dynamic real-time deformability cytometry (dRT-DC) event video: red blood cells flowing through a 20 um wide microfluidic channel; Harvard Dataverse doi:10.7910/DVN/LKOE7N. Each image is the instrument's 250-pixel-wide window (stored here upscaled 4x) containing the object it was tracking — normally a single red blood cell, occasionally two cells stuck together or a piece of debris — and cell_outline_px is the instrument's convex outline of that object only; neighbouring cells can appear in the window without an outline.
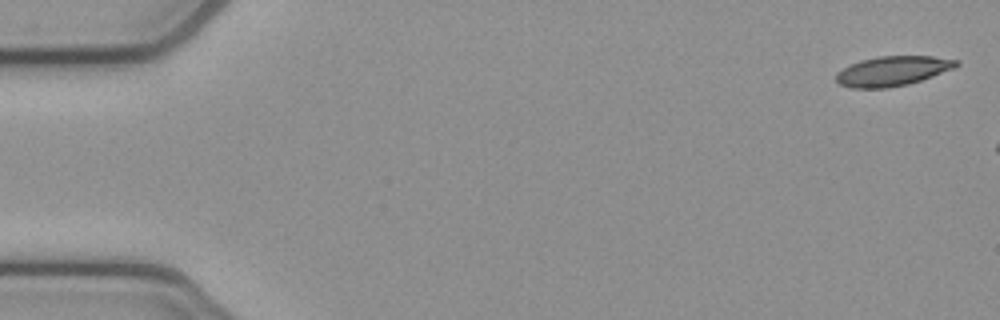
{"species": "common noctule bat (a hibernating species)", "species_latin": "Nyctalus noctula", "temperature_condition": "cold", "stored_images_in_passage": 2, "camera_frame_rate_fps": 3000, "um_per_image_px": 0.085, "animal": {"sex": "female", "body_mass_g": 21.9}, "frame": {"image": 1, "passage_image": 1, "time_ms": 0.0, "image_size_px": [1000, 320], "cell_outline_px": [[960, 64], [956, 68], [908, 84], [888, 88], [852, 88], [840, 84], [836, 80], [836, 72], [860, 60], [880, 56], [932, 56], [960, 60]], "centroid_in_image_um": [75.9, 6.03], "position_along_channel_um": 9.1, "area_um2": 20.81}}